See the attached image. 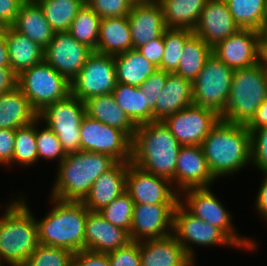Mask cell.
Here are the masks:
<instances>
[{"instance_id": "1", "label": "cell", "mask_w": 267, "mask_h": 266, "mask_svg": "<svg viewBox=\"0 0 267 266\" xmlns=\"http://www.w3.org/2000/svg\"><path fill=\"white\" fill-rule=\"evenodd\" d=\"M201 146L216 181L233 176L251 164V132L246 125L220 120Z\"/></svg>"}, {"instance_id": "2", "label": "cell", "mask_w": 267, "mask_h": 266, "mask_svg": "<svg viewBox=\"0 0 267 266\" xmlns=\"http://www.w3.org/2000/svg\"><path fill=\"white\" fill-rule=\"evenodd\" d=\"M181 146L163 121L137 125L132 139L131 163L172 180Z\"/></svg>"}, {"instance_id": "3", "label": "cell", "mask_w": 267, "mask_h": 266, "mask_svg": "<svg viewBox=\"0 0 267 266\" xmlns=\"http://www.w3.org/2000/svg\"><path fill=\"white\" fill-rule=\"evenodd\" d=\"M19 197L8 202L0 217V266H23L39 245L36 218L25 196Z\"/></svg>"}, {"instance_id": "4", "label": "cell", "mask_w": 267, "mask_h": 266, "mask_svg": "<svg viewBox=\"0 0 267 266\" xmlns=\"http://www.w3.org/2000/svg\"><path fill=\"white\" fill-rule=\"evenodd\" d=\"M117 161L103 153L78 151L69 153L57 166L49 197L62 201H82L92 184Z\"/></svg>"}, {"instance_id": "5", "label": "cell", "mask_w": 267, "mask_h": 266, "mask_svg": "<svg viewBox=\"0 0 267 266\" xmlns=\"http://www.w3.org/2000/svg\"><path fill=\"white\" fill-rule=\"evenodd\" d=\"M53 208L37 220L39 244L55 246L72 253L85 249L88 209L81 201H62L51 197Z\"/></svg>"}, {"instance_id": "6", "label": "cell", "mask_w": 267, "mask_h": 266, "mask_svg": "<svg viewBox=\"0 0 267 266\" xmlns=\"http://www.w3.org/2000/svg\"><path fill=\"white\" fill-rule=\"evenodd\" d=\"M267 99V79L264 68L258 63L249 68L236 69L225 111L221 120L247 125L256 110Z\"/></svg>"}, {"instance_id": "7", "label": "cell", "mask_w": 267, "mask_h": 266, "mask_svg": "<svg viewBox=\"0 0 267 266\" xmlns=\"http://www.w3.org/2000/svg\"><path fill=\"white\" fill-rule=\"evenodd\" d=\"M179 202L195 217L220 229L238 249L255 251L258 243L253 238L242 237L232 223V213L225 209L211 187L189 188L180 193Z\"/></svg>"}, {"instance_id": "8", "label": "cell", "mask_w": 267, "mask_h": 266, "mask_svg": "<svg viewBox=\"0 0 267 266\" xmlns=\"http://www.w3.org/2000/svg\"><path fill=\"white\" fill-rule=\"evenodd\" d=\"M17 87L37 113L71 94L70 81L45 61L22 71L18 75Z\"/></svg>"}, {"instance_id": "9", "label": "cell", "mask_w": 267, "mask_h": 266, "mask_svg": "<svg viewBox=\"0 0 267 266\" xmlns=\"http://www.w3.org/2000/svg\"><path fill=\"white\" fill-rule=\"evenodd\" d=\"M85 115L84 102L70 94L45 107L38 118L58 136L63 150L69 154L81 151L80 124Z\"/></svg>"}, {"instance_id": "10", "label": "cell", "mask_w": 267, "mask_h": 266, "mask_svg": "<svg viewBox=\"0 0 267 266\" xmlns=\"http://www.w3.org/2000/svg\"><path fill=\"white\" fill-rule=\"evenodd\" d=\"M233 73L232 68L211 54L192 82L193 103L221 115L229 98Z\"/></svg>"}, {"instance_id": "11", "label": "cell", "mask_w": 267, "mask_h": 266, "mask_svg": "<svg viewBox=\"0 0 267 266\" xmlns=\"http://www.w3.org/2000/svg\"><path fill=\"white\" fill-rule=\"evenodd\" d=\"M173 237L183 246L187 254L194 260L193 246H237L217 227L191 214L180 202L174 208Z\"/></svg>"}, {"instance_id": "12", "label": "cell", "mask_w": 267, "mask_h": 266, "mask_svg": "<svg viewBox=\"0 0 267 266\" xmlns=\"http://www.w3.org/2000/svg\"><path fill=\"white\" fill-rule=\"evenodd\" d=\"M81 151L103 153L117 162H131L132 139L122 130L85 115L80 124Z\"/></svg>"}, {"instance_id": "13", "label": "cell", "mask_w": 267, "mask_h": 266, "mask_svg": "<svg viewBox=\"0 0 267 266\" xmlns=\"http://www.w3.org/2000/svg\"><path fill=\"white\" fill-rule=\"evenodd\" d=\"M70 84L71 95L83 102L112 93L117 84L114 56L93 51Z\"/></svg>"}, {"instance_id": "14", "label": "cell", "mask_w": 267, "mask_h": 266, "mask_svg": "<svg viewBox=\"0 0 267 266\" xmlns=\"http://www.w3.org/2000/svg\"><path fill=\"white\" fill-rule=\"evenodd\" d=\"M221 120V116L212 109L191 104L163 122L182 146H201L208 133Z\"/></svg>"}, {"instance_id": "15", "label": "cell", "mask_w": 267, "mask_h": 266, "mask_svg": "<svg viewBox=\"0 0 267 266\" xmlns=\"http://www.w3.org/2000/svg\"><path fill=\"white\" fill-rule=\"evenodd\" d=\"M126 192L135 204H178L180 193L171 180L146 172L129 163L126 177Z\"/></svg>"}, {"instance_id": "16", "label": "cell", "mask_w": 267, "mask_h": 266, "mask_svg": "<svg viewBox=\"0 0 267 266\" xmlns=\"http://www.w3.org/2000/svg\"><path fill=\"white\" fill-rule=\"evenodd\" d=\"M93 50L67 32H55L44 49V61L70 82L84 66Z\"/></svg>"}, {"instance_id": "17", "label": "cell", "mask_w": 267, "mask_h": 266, "mask_svg": "<svg viewBox=\"0 0 267 266\" xmlns=\"http://www.w3.org/2000/svg\"><path fill=\"white\" fill-rule=\"evenodd\" d=\"M176 206L177 204H135L130 240L139 242L171 235Z\"/></svg>"}, {"instance_id": "18", "label": "cell", "mask_w": 267, "mask_h": 266, "mask_svg": "<svg viewBox=\"0 0 267 266\" xmlns=\"http://www.w3.org/2000/svg\"><path fill=\"white\" fill-rule=\"evenodd\" d=\"M205 158L202 146H181L174 178L175 189L181 193L185 189L211 187L215 182Z\"/></svg>"}, {"instance_id": "19", "label": "cell", "mask_w": 267, "mask_h": 266, "mask_svg": "<svg viewBox=\"0 0 267 266\" xmlns=\"http://www.w3.org/2000/svg\"><path fill=\"white\" fill-rule=\"evenodd\" d=\"M258 35V30L239 29L214 46L212 54L233 70L252 67L258 63Z\"/></svg>"}, {"instance_id": "20", "label": "cell", "mask_w": 267, "mask_h": 266, "mask_svg": "<svg viewBox=\"0 0 267 266\" xmlns=\"http://www.w3.org/2000/svg\"><path fill=\"white\" fill-rule=\"evenodd\" d=\"M239 29L225 0H207L193 33L213 48Z\"/></svg>"}, {"instance_id": "21", "label": "cell", "mask_w": 267, "mask_h": 266, "mask_svg": "<svg viewBox=\"0 0 267 266\" xmlns=\"http://www.w3.org/2000/svg\"><path fill=\"white\" fill-rule=\"evenodd\" d=\"M133 49L163 35L167 29L157 0L135 3L128 14Z\"/></svg>"}, {"instance_id": "22", "label": "cell", "mask_w": 267, "mask_h": 266, "mask_svg": "<svg viewBox=\"0 0 267 266\" xmlns=\"http://www.w3.org/2000/svg\"><path fill=\"white\" fill-rule=\"evenodd\" d=\"M129 163L117 162L95 180L88 194L81 201L89 211H100L115 198L126 192V177Z\"/></svg>"}, {"instance_id": "23", "label": "cell", "mask_w": 267, "mask_h": 266, "mask_svg": "<svg viewBox=\"0 0 267 266\" xmlns=\"http://www.w3.org/2000/svg\"><path fill=\"white\" fill-rule=\"evenodd\" d=\"M141 266H195L183 246L169 235L140 241Z\"/></svg>"}, {"instance_id": "24", "label": "cell", "mask_w": 267, "mask_h": 266, "mask_svg": "<svg viewBox=\"0 0 267 266\" xmlns=\"http://www.w3.org/2000/svg\"><path fill=\"white\" fill-rule=\"evenodd\" d=\"M129 234L108 222L98 211H89L86 218L85 249L108 253L129 243Z\"/></svg>"}, {"instance_id": "25", "label": "cell", "mask_w": 267, "mask_h": 266, "mask_svg": "<svg viewBox=\"0 0 267 266\" xmlns=\"http://www.w3.org/2000/svg\"><path fill=\"white\" fill-rule=\"evenodd\" d=\"M191 104H193L192 82L175 73H168L165 86L155 103L153 121H163Z\"/></svg>"}, {"instance_id": "26", "label": "cell", "mask_w": 267, "mask_h": 266, "mask_svg": "<svg viewBox=\"0 0 267 266\" xmlns=\"http://www.w3.org/2000/svg\"><path fill=\"white\" fill-rule=\"evenodd\" d=\"M11 27L44 49L49 45L55 33L45 19L42 8L35 0H26L21 5Z\"/></svg>"}, {"instance_id": "27", "label": "cell", "mask_w": 267, "mask_h": 266, "mask_svg": "<svg viewBox=\"0 0 267 266\" xmlns=\"http://www.w3.org/2000/svg\"><path fill=\"white\" fill-rule=\"evenodd\" d=\"M133 49L128 16L101 18L97 53L116 56Z\"/></svg>"}, {"instance_id": "28", "label": "cell", "mask_w": 267, "mask_h": 266, "mask_svg": "<svg viewBox=\"0 0 267 266\" xmlns=\"http://www.w3.org/2000/svg\"><path fill=\"white\" fill-rule=\"evenodd\" d=\"M84 105L87 116L118 128L133 139L137 126L117 104L111 93L91 97L84 101Z\"/></svg>"}, {"instance_id": "29", "label": "cell", "mask_w": 267, "mask_h": 266, "mask_svg": "<svg viewBox=\"0 0 267 266\" xmlns=\"http://www.w3.org/2000/svg\"><path fill=\"white\" fill-rule=\"evenodd\" d=\"M10 67L19 75L44 61V48L12 27H5Z\"/></svg>"}, {"instance_id": "30", "label": "cell", "mask_w": 267, "mask_h": 266, "mask_svg": "<svg viewBox=\"0 0 267 266\" xmlns=\"http://www.w3.org/2000/svg\"><path fill=\"white\" fill-rule=\"evenodd\" d=\"M37 118L38 113L18 87L0 95V129L15 130Z\"/></svg>"}, {"instance_id": "31", "label": "cell", "mask_w": 267, "mask_h": 266, "mask_svg": "<svg viewBox=\"0 0 267 266\" xmlns=\"http://www.w3.org/2000/svg\"><path fill=\"white\" fill-rule=\"evenodd\" d=\"M166 28L192 30L198 23L207 0H157Z\"/></svg>"}, {"instance_id": "32", "label": "cell", "mask_w": 267, "mask_h": 266, "mask_svg": "<svg viewBox=\"0 0 267 266\" xmlns=\"http://www.w3.org/2000/svg\"><path fill=\"white\" fill-rule=\"evenodd\" d=\"M117 83L139 87L158 68L136 49L114 56Z\"/></svg>"}, {"instance_id": "33", "label": "cell", "mask_w": 267, "mask_h": 266, "mask_svg": "<svg viewBox=\"0 0 267 266\" xmlns=\"http://www.w3.org/2000/svg\"><path fill=\"white\" fill-rule=\"evenodd\" d=\"M111 94L136 126L153 121V111L140 87L117 83Z\"/></svg>"}, {"instance_id": "34", "label": "cell", "mask_w": 267, "mask_h": 266, "mask_svg": "<svg viewBox=\"0 0 267 266\" xmlns=\"http://www.w3.org/2000/svg\"><path fill=\"white\" fill-rule=\"evenodd\" d=\"M211 54L212 48L193 33L184 44L182 57L175 74L193 82Z\"/></svg>"}, {"instance_id": "35", "label": "cell", "mask_w": 267, "mask_h": 266, "mask_svg": "<svg viewBox=\"0 0 267 266\" xmlns=\"http://www.w3.org/2000/svg\"><path fill=\"white\" fill-rule=\"evenodd\" d=\"M54 32H67L86 0H35Z\"/></svg>"}, {"instance_id": "36", "label": "cell", "mask_w": 267, "mask_h": 266, "mask_svg": "<svg viewBox=\"0 0 267 266\" xmlns=\"http://www.w3.org/2000/svg\"><path fill=\"white\" fill-rule=\"evenodd\" d=\"M240 29L261 31L266 22V0H225Z\"/></svg>"}, {"instance_id": "37", "label": "cell", "mask_w": 267, "mask_h": 266, "mask_svg": "<svg viewBox=\"0 0 267 266\" xmlns=\"http://www.w3.org/2000/svg\"><path fill=\"white\" fill-rule=\"evenodd\" d=\"M101 18L85 3L71 23L69 33L78 42L96 51Z\"/></svg>"}, {"instance_id": "38", "label": "cell", "mask_w": 267, "mask_h": 266, "mask_svg": "<svg viewBox=\"0 0 267 266\" xmlns=\"http://www.w3.org/2000/svg\"><path fill=\"white\" fill-rule=\"evenodd\" d=\"M38 153L36 142V120L25 126L15 129V145L13 151L12 162L8 167L15 164L23 167L37 165Z\"/></svg>"}, {"instance_id": "39", "label": "cell", "mask_w": 267, "mask_h": 266, "mask_svg": "<svg viewBox=\"0 0 267 266\" xmlns=\"http://www.w3.org/2000/svg\"><path fill=\"white\" fill-rule=\"evenodd\" d=\"M193 34L192 30L169 29L163 32L165 51L160 69L168 73H175L182 57L186 40Z\"/></svg>"}, {"instance_id": "40", "label": "cell", "mask_w": 267, "mask_h": 266, "mask_svg": "<svg viewBox=\"0 0 267 266\" xmlns=\"http://www.w3.org/2000/svg\"><path fill=\"white\" fill-rule=\"evenodd\" d=\"M135 203L127 192L115 198L109 205L98 211L102 217L116 227L131 231L132 214Z\"/></svg>"}, {"instance_id": "41", "label": "cell", "mask_w": 267, "mask_h": 266, "mask_svg": "<svg viewBox=\"0 0 267 266\" xmlns=\"http://www.w3.org/2000/svg\"><path fill=\"white\" fill-rule=\"evenodd\" d=\"M73 256L67 249L39 244L23 266H73Z\"/></svg>"}, {"instance_id": "42", "label": "cell", "mask_w": 267, "mask_h": 266, "mask_svg": "<svg viewBox=\"0 0 267 266\" xmlns=\"http://www.w3.org/2000/svg\"><path fill=\"white\" fill-rule=\"evenodd\" d=\"M40 119H36V142H37V153L38 161L41 159L45 160H57L58 164L63 161L66 157V153L62 148L61 142L58 136L48 127L39 129L38 124Z\"/></svg>"}, {"instance_id": "43", "label": "cell", "mask_w": 267, "mask_h": 266, "mask_svg": "<svg viewBox=\"0 0 267 266\" xmlns=\"http://www.w3.org/2000/svg\"><path fill=\"white\" fill-rule=\"evenodd\" d=\"M86 4L100 17H124L130 13L131 0H86Z\"/></svg>"}, {"instance_id": "44", "label": "cell", "mask_w": 267, "mask_h": 266, "mask_svg": "<svg viewBox=\"0 0 267 266\" xmlns=\"http://www.w3.org/2000/svg\"><path fill=\"white\" fill-rule=\"evenodd\" d=\"M251 164L267 172V126L251 132Z\"/></svg>"}, {"instance_id": "45", "label": "cell", "mask_w": 267, "mask_h": 266, "mask_svg": "<svg viewBox=\"0 0 267 266\" xmlns=\"http://www.w3.org/2000/svg\"><path fill=\"white\" fill-rule=\"evenodd\" d=\"M107 254L111 266H141L140 241H130L125 246Z\"/></svg>"}, {"instance_id": "46", "label": "cell", "mask_w": 267, "mask_h": 266, "mask_svg": "<svg viewBox=\"0 0 267 266\" xmlns=\"http://www.w3.org/2000/svg\"><path fill=\"white\" fill-rule=\"evenodd\" d=\"M167 77L168 72L157 69L139 86L143 94H146L147 105L152 111L155 109V103L165 86Z\"/></svg>"}, {"instance_id": "47", "label": "cell", "mask_w": 267, "mask_h": 266, "mask_svg": "<svg viewBox=\"0 0 267 266\" xmlns=\"http://www.w3.org/2000/svg\"><path fill=\"white\" fill-rule=\"evenodd\" d=\"M73 266H111V263L107 253L83 249L74 253Z\"/></svg>"}, {"instance_id": "48", "label": "cell", "mask_w": 267, "mask_h": 266, "mask_svg": "<svg viewBox=\"0 0 267 266\" xmlns=\"http://www.w3.org/2000/svg\"><path fill=\"white\" fill-rule=\"evenodd\" d=\"M142 56L149 60L154 66L160 69V64L165 51L163 35L136 49Z\"/></svg>"}, {"instance_id": "49", "label": "cell", "mask_w": 267, "mask_h": 266, "mask_svg": "<svg viewBox=\"0 0 267 266\" xmlns=\"http://www.w3.org/2000/svg\"><path fill=\"white\" fill-rule=\"evenodd\" d=\"M15 145V130L0 129V164L9 165L12 162Z\"/></svg>"}, {"instance_id": "50", "label": "cell", "mask_w": 267, "mask_h": 266, "mask_svg": "<svg viewBox=\"0 0 267 266\" xmlns=\"http://www.w3.org/2000/svg\"><path fill=\"white\" fill-rule=\"evenodd\" d=\"M26 0H0V25L11 27Z\"/></svg>"}, {"instance_id": "51", "label": "cell", "mask_w": 267, "mask_h": 266, "mask_svg": "<svg viewBox=\"0 0 267 266\" xmlns=\"http://www.w3.org/2000/svg\"><path fill=\"white\" fill-rule=\"evenodd\" d=\"M18 75L11 67H0V95L17 87Z\"/></svg>"}, {"instance_id": "52", "label": "cell", "mask_w": 267, "mask_h": 266, "mask_svg": "<svg viewBox=\"0 0 267 266\" xmlns=\"http://www.w3.org/2000/svg\"><path fill=\"white\" fill-rule=\"evenodd\" d=\"M262 173L264 177L256 195L255 207L260 218L267 221V172Z\"/></svg>"}, {"instance_id": "53", "label": "cell", "mask_w": 267, "mask_h": 266, "mask_svg": "<svg viewBox=\"0 0 267 266\" xmlns=\"http://www.w3.org/2000/svg\"><path fill=\"white\" fill-rule=\"evenodd\" d=\"M265 126H267V99L260 105L251 121L246 125L250 132Z\"/></svg>"}, {"instance_id": "54", "label": "cell", "mask_w": 267, "mask_h": 266, "mask_svg": "<svg viewBox=\"0 0 267 266\" xmlns=\"http://www.w3.org/2000/svg\"><path fill=\"white\" fill-rule=\"evenodd\" d=\"M0 67H10L5 27L0 25Z\"/></svg>"}, {"instance_id": "55", "label": "cell", "mask_w": 267, "mask_h": 266, "mask_svg": "<svg viewBox=\"0 0 267 266\" xmlns=\"http://www.w3.org/2000/svg\"><path fill=\"white\" fill-rule=\"evenodd\" d=\"M258 64L267 66V37L261 31L258 35Z\"/></svg>"}, {"instance_id": "56", "label": "cell", "mask_w": 267, "mask_h": 266, "mask_svg": "<svg viewBox=\"0 0 267 266\" xmlns=\"http://www.w3.org/2000/svg\"><path fill=\"white\" fill-rule=\"evenodd\" d=\"M261 32L267 37V21L264 23Z\"/></svg>"}, {"instance_id": "57", "label": "cell", "mask_w": 267, "mask_h": 266, "mask_svg": "<svg viewBox=\"0 0 267 266\" xmlns=\"http://www.w3.org/2000/svg\"><path fill=\"white\" fill-rule=\"evenodd\" d=\"M134 4L135 3H140V2H147L149 0H131Z\"/></svg>"}, {"instance_id": "58", "label": "cell", "mask_w": 267, "mask_h": 266, "mask_svg": "<svg viewBox=\"0 0 267 266\" xmlns=\"http://www.w3.org/2000/svg\"><path fill=\"white\" fill-rule=\"evenodd\" d=\"M264 68L265 74H266V79H267V66H262Z\"/></svg>"}, {"instance_id": "59", "label": "cell", "mask_w": 267, "mask_h": 266, "mask_svg": "<svg viewBox=\"0 0 267 266\" xmlns=\"http://www.w3.org/2000/svg\"><path fill=\"white\" fill-rule=\"evenodd\" d=\"M266 21H267V0H266Z\"/></svg>"}]
</instances>
